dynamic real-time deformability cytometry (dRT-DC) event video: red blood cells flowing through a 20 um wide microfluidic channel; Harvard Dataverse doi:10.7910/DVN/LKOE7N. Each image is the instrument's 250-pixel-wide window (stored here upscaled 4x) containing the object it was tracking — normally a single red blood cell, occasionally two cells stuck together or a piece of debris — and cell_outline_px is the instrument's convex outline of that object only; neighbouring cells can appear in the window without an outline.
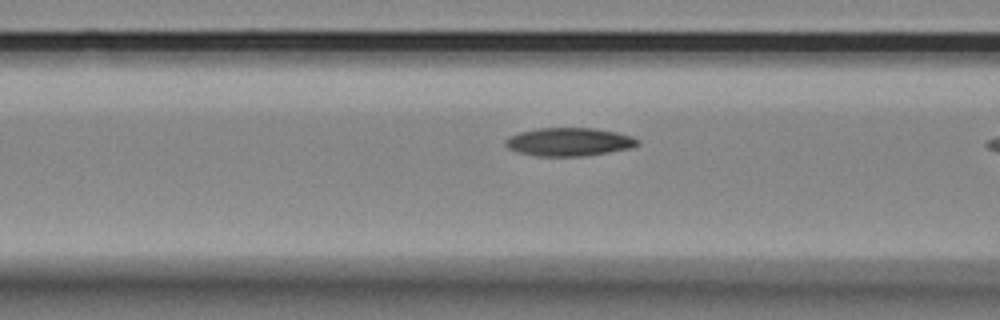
{"species": "Egyptian fruit bat (a non-hibernating species)", "species_latin": "Rousettus aegyptiacus", "temperature_condition": "room temperature", "stored_images_in_passage": 13, "camera_frame_rate_fps": 3000, "um_per_image_px": 0.085, "animal": {"sex": "female"}, "frame": {"image": 1, "passage_image": 11, "time_ms": 3.333, "image_size_px": [1000, 320], "cell_outline_px": [[640, 144], [632, 148], [584, 156], [536, 156], [520, 152], [508, 148], [504, 144], [504, 140], [508, 136], [520, 132], [536, 128], [592, 128], [616, 132], [632, 136], [640, 140]], "centroid_in_image_um": [48.37, 12.06], "position_along_channel_um": 118.2, "area_um2": 21.85}}